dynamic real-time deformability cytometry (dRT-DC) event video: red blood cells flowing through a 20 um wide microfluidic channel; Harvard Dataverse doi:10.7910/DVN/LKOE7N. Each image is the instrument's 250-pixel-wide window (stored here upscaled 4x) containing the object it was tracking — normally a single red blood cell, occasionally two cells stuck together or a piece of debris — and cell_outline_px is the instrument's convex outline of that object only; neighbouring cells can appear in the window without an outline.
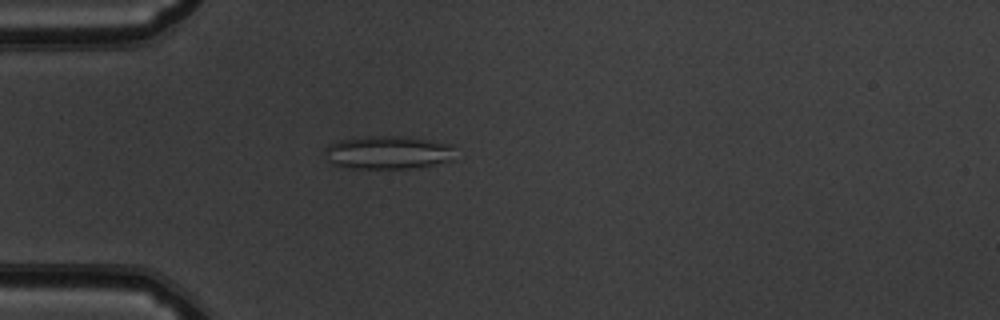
{"species": "common noctule bat (a hibernating species)", "species_latin": "Nyctalus noctula", "temperature_condition": "warm", "stored_images_in_passage": 42, "camera_frame_rate_fps": 3000, "um_per_image_px": 0.085, "animal": {"sex": "male", "body_mass_g": 19.5, "forearm_length_mm": 54.6}, "frame": {"image": 1, "passage_image": 5, "time_ms": 1.333, "image_size_px": [1000, 320], "cell_outline_px": [[452, 160], [412, 168], [352, 168], [332, 164], [328, 160], [324, 152], [324, 148], [328, 144], [340, 140], [368, 136], [404, 136], [452, 144]], "centroid_in_image_um": [32.92, 12.95], "position_along_channel_um": 52.1, "area_um2": 25.03}}
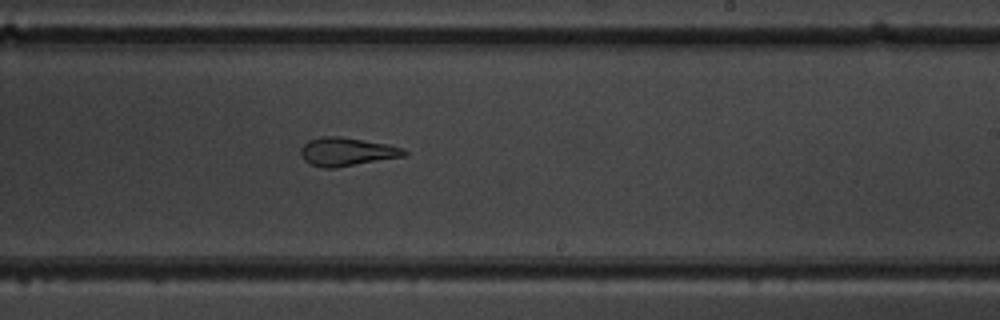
{"frame": {"image": 2, "passage_image": 22, "time_ms": 7.0, "image_size_px": [1000, 320], "cell_outline_px": [[408, 152], [404, 156], [336, 168], [324, 168], [308, 164], [304, 160], [300, 152], [300, 148], [308, 140], [320, 136], [340, 136], [388, 144], [404, 148]], "centroid_in_image_um": [29.45, 12.89], "position_along_channel_um": 259.6, "area_um2": 17.28}}
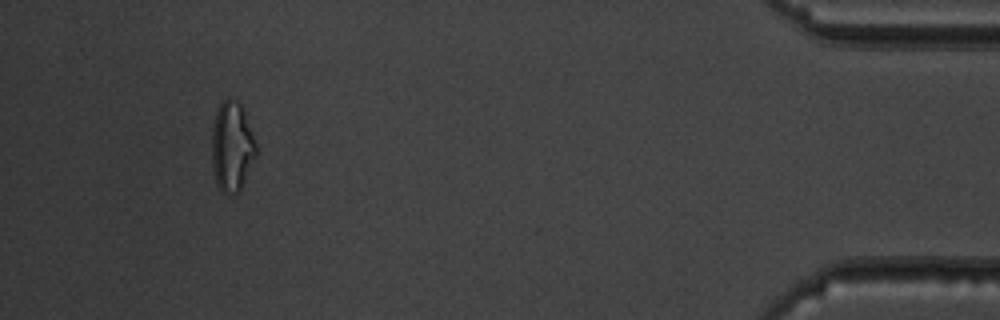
{"frame": {"image": 3, "passage_image": 39, "time_ms": 12.667, "image_size_px": [1000, 320], "cell_outline_px": [[256, 156], [240, 192], [236, 196], [220, 192], [216, 180], [212, 164], [212, 128], [216, 112], [220, 104], [228, 96], [236, 100], [240, 104], [244, 112], [256, 144]], "centroid_in_image_um": [19.71, 12.5], "position_along_channel_um": 415.5, "area_um2": 23.29}, "authors_computed_cell_mechanics": {"area_um2": 19.1029, "velocity_mm_per_s": 3.8602, "shape_relaxation_time_tau1_ms": null, "shape_relaxation_time_tau2_ms": 1.7108, "deformation_change_tau1": null, "deformation_change_tau2": 0.1018}}